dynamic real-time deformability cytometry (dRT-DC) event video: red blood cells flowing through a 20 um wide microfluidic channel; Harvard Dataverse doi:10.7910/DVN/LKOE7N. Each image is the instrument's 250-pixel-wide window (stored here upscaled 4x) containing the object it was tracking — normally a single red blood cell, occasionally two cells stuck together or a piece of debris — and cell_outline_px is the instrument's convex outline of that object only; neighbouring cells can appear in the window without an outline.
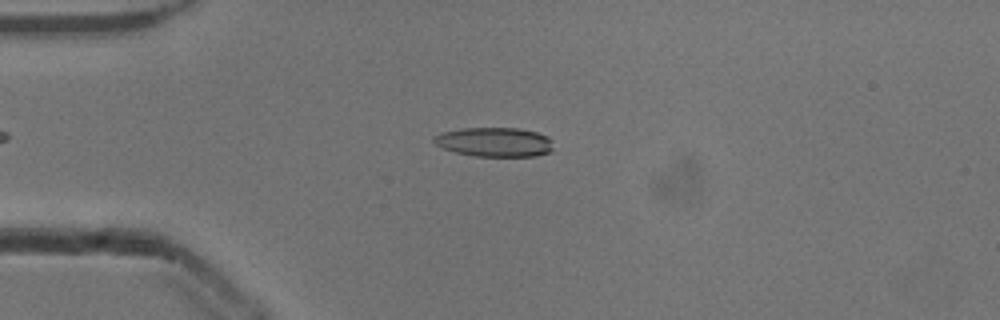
{"species": "common noctule bat (a hibernating species)", "species_latin": "Nyctalus noctula", "temperature_condition": "cold", "stored_images_in_passage": 51, "camera_frame_rate_fps": 3000, "um_per_image_px": 0.085, "animal": {"sex": "male", "body_mass_g": 13.3}, "frame": {"image": 1, "passage_image": 12, "time_ms": 3.667, "image_size_px": [1000, 320], "cell_outline_px": [[552, 152], [536, 156], [476, 156], [456, 152], [444, 148], [436, 144], [432, 140], [432, 136], [440, 132], [460, 128], [520, 128], [536, 132], [548, 136], [552, 140]], "centroid_in_image_um": [42.04, 12.06], "position_along_channel_um": 43.0, "area_um2": 20.58}}
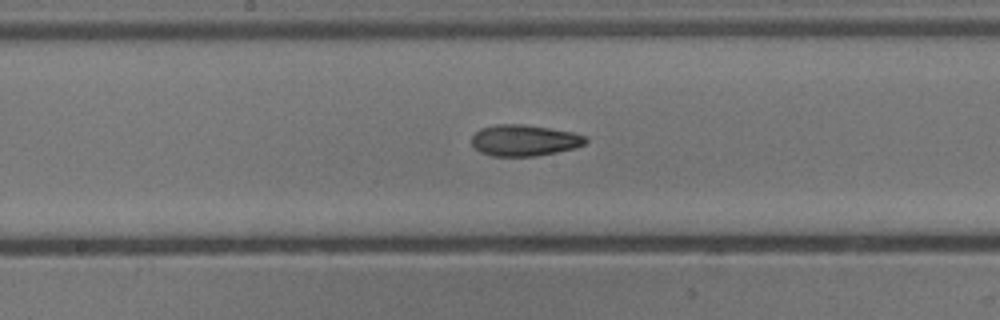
{"frame": {"image": 2, "passage_image": 26, "time_ms": 8.333, "image_size_px": [1000, 320], "cell_outline_px": [[588, 140], [584, 144], [576, 148], [536, 156], [492, 156], [480, 152], [472, 144], [472, 136], [480, 128], [496, 124], [520, 124], [548, 128], [572, 132], [584, 136]], "centroid_in_image_um": [44.55, 11.93], "position_along_channel_um": 203.7, "area_um2": 20.63}}
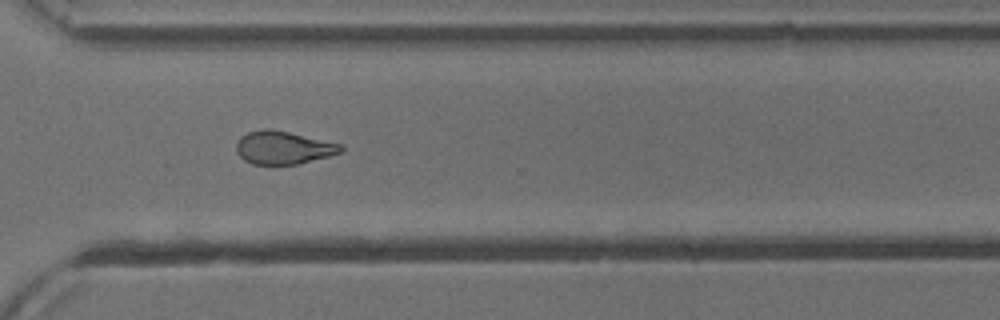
{"frame": {"image": 3, "passage_image": 37, "time_ms": 12.0, "image_size_px": [1000, 320], "cell_outline_px": [[344, 148], [340, 152], [328, 156], [296, 164], [252, 164], [244, 160], [236, 152], [236, 144], [240, 136], [248, 132], [268, 128], [288, 132], [344, 144]], "centroid_in_image_um": [24.07, 12.54], "position_along_channel_um": 346.5, "area_um2": 20.0}, "authors_computed_cell_mechanics": {"area_um2": 20.9814, "velocity_mm_per_s": 3.9217, "shape_relaxation_time_tau1_ms": 7.5869, "shape_relaxation_time_tau2_ms": 5.7754, "deformation_change_tau1": 0.1915, "deformation_change_tau2": 0.1289}}